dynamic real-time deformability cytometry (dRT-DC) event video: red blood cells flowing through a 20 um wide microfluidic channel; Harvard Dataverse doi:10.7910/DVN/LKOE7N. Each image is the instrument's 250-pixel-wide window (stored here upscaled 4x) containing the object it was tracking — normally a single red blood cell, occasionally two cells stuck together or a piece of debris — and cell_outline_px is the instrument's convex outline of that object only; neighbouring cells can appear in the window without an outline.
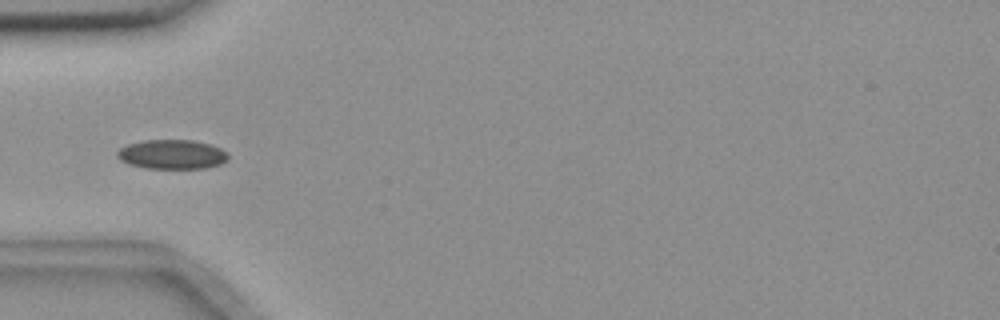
{"species": "common noctule bat (a hibernating species)", "species_latin": "Nyctalus noctula", "temperature_condition": "room temperature", "stored_images_in_passage": 12, "camera_frame_rate_fps": 3000, "um_per_image_px": 0.085, "animal": {"sex": "female", "body_mass_g": 18.4}, "frame": {"image": 1, "passage_image": 3, "time_ms": 0.667, "image_size_px": [1000, 320], "cell_outline_px": [[228, 160], [220, 164], [208, 168], [144, 168], [128, 164], [120, 160], [116, 156], [116, 152], [120, 148], [128, 144], [144, 140], [192, 140], [208, 144], [220, 148], [228, 152]], "centroid_in_image_um": [14.61, 13.12], "position_along_channel_um": 70.4, "area_um2": 19.07}}
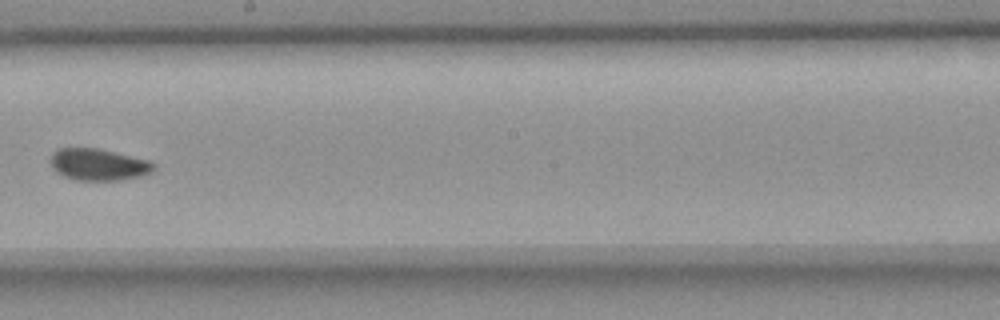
{"frame": {"image": 2, "passage_image": 7, "time_ms": 2.0, "image_size_px": [1000, 320], "cell_outline_px": [[156, 168], [152, 172], [140, 176], [120, 180], [76, 180], [64, 176], [56, 172], [52, 168], [52, 152], [60, 148], [100, 148], [148, 160], [156, 164]], "centroid_in_image_um": [8.39, 13.98], "position_along_channel_um": 239.8, "area_um2": 19.13}}
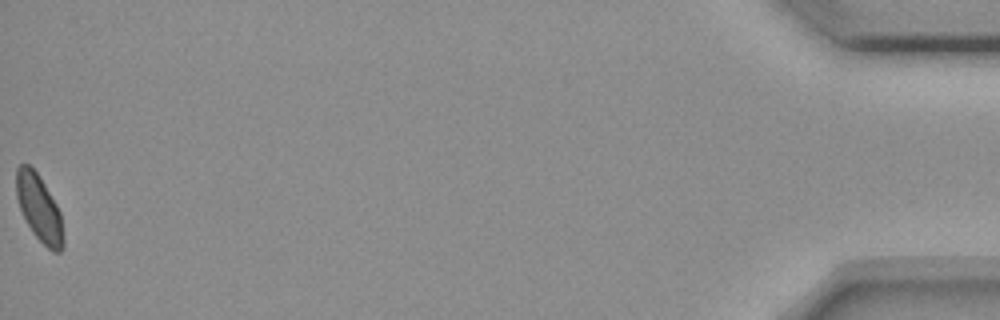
{"frame": {"image": 3, "passage_image": 12, "time_ms": 3.667, "image_size_px": [1000, 320], "cell_outline_px": [[64, 248], [60, 252], [52, 252], [32, 232], [20, 208], [16, 196], [16, 168], [20, 164], [28, 164], [36, 172], [44, 184], [56, 204], [60, 212], [64, 240]], "centroid_in_image_um": [3.33, 17.71], "position_along_channel_um": 431.9, "area_um2": 18.03}}